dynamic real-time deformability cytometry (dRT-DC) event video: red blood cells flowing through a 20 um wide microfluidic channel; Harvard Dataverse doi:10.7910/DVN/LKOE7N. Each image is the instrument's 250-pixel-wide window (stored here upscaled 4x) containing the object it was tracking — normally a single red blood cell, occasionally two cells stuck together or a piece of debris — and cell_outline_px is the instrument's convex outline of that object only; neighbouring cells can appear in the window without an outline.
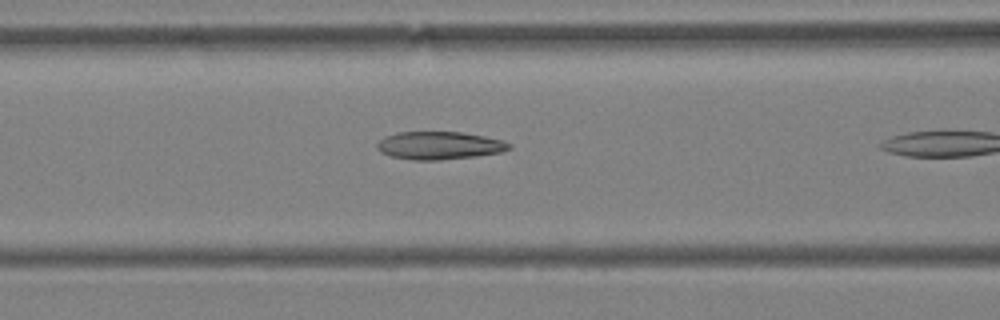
{"species": "Egyptian fruit bat (a non-hibernating species)", "species_latin": "Rousettus aegyptiacus", "temperature_condition": "warm", "stored_images_in_passage": 10, "camera_frame_rate_fps": 3000, "um_per_image_px": 0.085, "animal": {"sex": "female"}, "frame": {"image": 1, "passage_image": 9, "time_ms": 2.667, "image_size_px": [1000, 320], "cell_outline_px": [[512, 148], [500, 152], [476, 156], [440, 160], [412, 160], [392, 156], [380, 152], [376, 148], [376, 144], [384, 136], [396, 132], [460, 132], [484, 136], [504, 140], [512, 144]], "centroid_in_image_um": [37.34, 12.36], "position_along_channel_um": 129.3, "area_um2": 21.56}}